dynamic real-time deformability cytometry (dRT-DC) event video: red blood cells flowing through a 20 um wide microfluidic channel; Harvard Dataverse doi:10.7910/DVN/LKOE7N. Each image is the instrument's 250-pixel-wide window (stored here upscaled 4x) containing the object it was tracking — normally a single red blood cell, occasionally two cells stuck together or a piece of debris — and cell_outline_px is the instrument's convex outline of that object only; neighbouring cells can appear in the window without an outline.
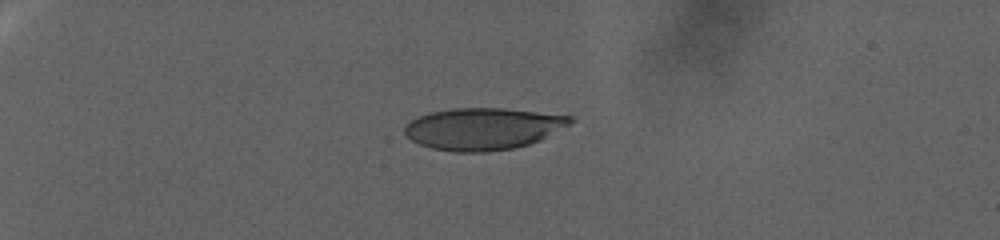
{"species": "human", "species_latin": "Homo sapiens", "temperature_condition": "warm", "stored_images_in_passage": 75, "camera_frame_rate_fps": 3000, "um_per_image_px": 0.085, "donor": {"sex": "female"}, "frame": {"image": 1, "passage_image": 1, "time_ms": 0.0, "image_size_px": [1000, 240], "cell_outline_px": [[576, 120], [540, 140], [528, 144], [512, 148], [484, 152], [452, 152], [432, 148], [420, 144], [412, 140], [404, 132], [404, 124], [420, 116], [432, 112], [452, 108], [504, 108], [572, 116]], "centroid_in_image_um": [41.05, 10.94], "position_along_channel_um": 44.0, "area_um2": 40.23}}
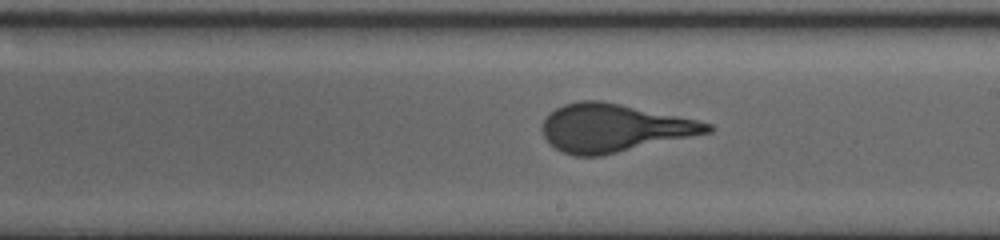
{"frame": {"image": 2, "passage_image": 39, "time_ms": 12.667, "image_size_px": [1000, 240], "cell_outline_px": [[712, 132], [600, 156], [572, 156], [560, 152], [548, 144], [540, 128], [544, 116], [556, 108], [564, 104], [580, 100], [600, 100], [620, 104], [696, 120], [712, 124]], "centroid_in_image_um": [52.09, 10.88], "position_along_channel_um": 236.9, "area_um2": 46.18}}
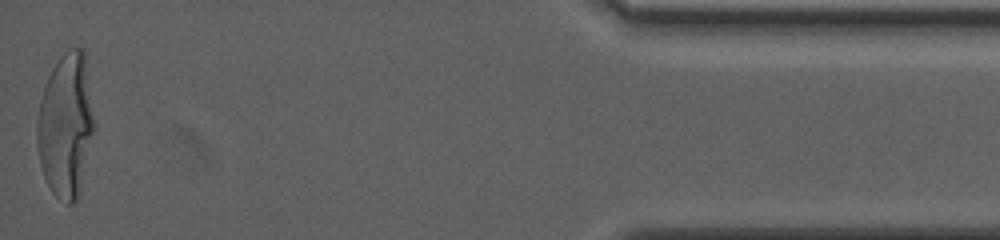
{"frame": {"image": 3, "passage_image": 75, "time_ms": 24.667, "image_size_px": [1000, 240], "cell_outline_px": [[96, 124], [80, 192], [76, 200], [72, 204], [68, 204], [56, 196], [52, 192], [44, 176], [40, 164], [36, 144], [36, 120], [40, 100], [48, 76], [52, 68], [60, 56], [68, 48], [84, 48]], "centroid_in_image_um": [5.61, 10.64], "position_along_channel_um": 429.6, "area_um2": 48.67}}